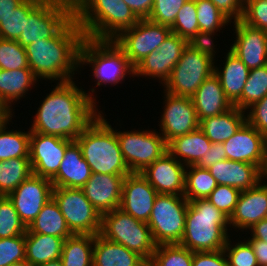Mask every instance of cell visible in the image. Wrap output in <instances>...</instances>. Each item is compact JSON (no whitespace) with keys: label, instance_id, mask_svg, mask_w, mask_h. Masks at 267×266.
<instances>
[{"label":"cell","instance_id":"cell-53","mask_svg":"<svg viewBox=\"0 0 267 266\" xmlns=\"http://www.w3.org/2000/svg\"><path fill=\"white\" fill-rule=\"evenodd\" d=\"M210 1L231 22L242 19L244 4L240 0H210Z\"/></svg>","mask_w":267,"mask_h":266},{"label":"cell","instance_id":"cell-23","mask_svg":"<svg viewBox=\"0 0 267 266\" xmlns=\"http://www.w3.org/2000/svg\"><path fill=\"white\" fill-rule=\"evenodd\" d=\"M217 185H229L240 191H246L261 181L260 167L246 162L225 159L208 168Z\"/></svg>","mask_w":267,"mask_h":266},{"label":"cell","instance_id":"cell-22","mask_svg":"<svg viewBox=\"0 0 267 266\" xmlns=\"http://www.w3.org/2000/svg\"><path fill=\"white\" fill-rule=\"evenodd\" d=\"M263 138L264 135L246 121L233 136L223 142L226 159L260 167Z\"/></svg>","mask_w":267,"mask_h":266},{"label":"cell","instance_id":"cell-55","mask_svg":"<svg viewBox=\"0 0 267 266\" xmlns=\"http://www.w3.org/2000/svg\"><path fill=\"white\" fill-rule=\"evenodd\" d=\"M138 19H148L154 0H123Z\"/></svg>","mask_w":267,"mask_h":266},{"label":"cell","instance_id":"cell-18","mask_svg":"<svg viewBox=\"0 0 267 266\" xmlns=\"http://www.w3.org/2000/svg\"><path fill=\"white\" fill-rule=\"evenodd\" d=\"M185 171L186 166L167 151L140 174L158 194L183 195Z\"/></svg>","mask_w":267,"mask_h":266},{"label":"cell","instance_id":"cell-31","mask_svg":"<svg viewBox=\"0 0 267 266\" xmlns=\"http://www.w3.org/2000/svg\"><path fill=\"white\" fill-rule=\"evenodd\" d=\"M64 239L52 235L25 233V260L38 266L61 258Z\"/></svg>","mask_w":267,"mask_h":266},{"label":"cell","instance_id":"cell-19","mask_svg":"<svg viewBox=\"0 0 267 266\" xmlns=\"http://www.w3.org/2000/svg\"><path fill=\"white\" fill-rule=\"evenodd\" d=\"M157 195L140 173H131L123 181L120 209L135 219L148 222Z\"/></svg>","mask_w":267,"mask_h":266},{"label":"cell","instance_id":"cell-41","mask_svg":"<svg viewBox=\"0 0 267 266\" xmlns=\"http://www.w3.org/2000/svg\"><path fill=\"white\" fill-rule=\"evenodd\" d=\"M42 0H25L0 22V38L17 40L26 26L29 13Z\"/></svg>","mask_w":267,"mask_h":266},{"label":"cell","instance_id":"cell-52","mask_svg":"<svg viewBox=\"0 0 267 266\" xmlns=\"http://www.w3.org/2000/svg\"><path fill=\"white\" fill-rule=\"evenodd\" d=\"M192 266H228L224 250L193 252Z\"/></svg>","mask_w":267,"mask_h":266},{"label":"cell","instance_id":"cell-57","mask_svg":"<svg viewBox=\"0 0 267 266\" xmlns=\"http://www.w3.org/2000/svg\"><path fill=\"white\" fill-rule=\"evenodd\" d=\"M251 237L248 239H258L267 242V220L262 219L258 223L249 228Z\"/></svg>","mask_w":267,"mask_h":266},{"label":"cell","instance_id":"cell-63","mask_svg":"<svg viewBox=\"0 0 267 266\" xmlns=\"http://www.w3.org/2000/svg\"><path fill=\"white\" fill-rule=\"evenodd\" d=\"M244 5L249 1V0H240Z\"/></svg>","mask_w":267,"mask_h":266},{"label":"cell","instance_id":"cell-48","mask_svg":"<svg viewBox=\"0 0 267 266\" xmlns=\"http://www.w3.org/2000/svg\"><path fill=\"white\" fill-rule=\"evenodd\" d=\"M241 191L229 185H217L207 200L228 218L234 212Z\"/></svg>","mask_w":267,"mask_h":266},{"label":"cell","instance_id":"cell-38","mask_svg":"<svg viewBox=\"0 0 267 266\" xmlns=\"http://www.w3.org/2000/svg\"><path fill=\"white\" fill-rule=\"evenodd\" d=\"M266 95L267 65L249 71L242 96L234 106L242 111H246L250 106L260 101Z\"/></svg>","mask_w":267,"mask_h":266},{"label":"cell","instance_id":"cell-60","mask_svg":"<svg viewBox=\"0 0 267 266\" xmlns=\"http://www.w3.org/2000/svg\"><path fill=\"white\" fill-rule=\"evenodd\" d=\"M11 114L6 110V108L0 103V123L8 118Z\"/></svg>","mask_w":267,"mask_h":266},{"label":"cell","instance_id":"cell-11","mask_svg":"<svg viewBox=\"0 0 267 266\" xmlns=\"http://www.w3.org/2000/svg\"><path fill=\"white\" fill-rule=\"evenodd\" d=\"M115 132L119 146L131 173H141L167 152V143L157 129Z\"/></svg>","mask_w":267,"mask_h":266},{"label":"cell","instance_id":"cell-50","mask_svg":"<svg viewBox=\"0 0 267 266\" xmlns=\"http://www.w3.org/2000/svg\"><path fill=\"white\" fill-rule=\"evenodd\" d=\"M241 20L267 33V0H249L244 5Z\"/></svg>","mask_w":267,"mask_h":266},{"label":"cell","instance_id":"cell-29","mask_svg":"<svg viewBox=\"0 0 267 266\" xmlns=\"http://www.w3.org/2000/svg\"><path fill=\"white\" fill-rule=\"evenodd\" d=\"M211 141L198 128L167 143V151L186 167L195 165L210 150Z\"/></svg>","mask_w":267,"mask_h":266},{"label":"cell","instance_id":"cell-26","mask_svg":"<svg viewBox=\"0 0 267 266\" xmlns=\"http://www.w3.org/2000/svg\"><path fill=\"white\" fill-rule=\"evenodd\" d=\"M92 266H148V262L124 245L97 234L94 236Z\"/></svg>","mask_w":267,"mask_h":266},{"label":"cell","instance_id":"cell-8","mask_svg":"<svg viewBox=\"0 0 267 266\" xmlns=\"http://www.w3.org/2000/svg\"><path fill=\"white\" fill-rule=\"evenodd\" d=\"M99 234L138 253L147 262L157 246L147 222L135 219L120 208L101 215Z\"/></svg>","mask_w":267,"mask_h":266},{"label":"cell","instance_id":"cell-46","mask_svg":"<svg viewBox=\"0 0 267 266\" xmlns=\"http://www.w3.org/2000/svg\"><path fill=\"white\" fill-rule=\"evenodd\" d=\"M188 0H154L148 20L171 27L179 10Z\"/></svg>","mask_w":267,"mask_h":266},{"label":"cell","instance_id":"cell-54","mask_svg":"<svg viewBox=\"0 0 267 266\" xmlns=\"http://www.w3.org/2000/svg\"><path fill=\"white\" fill-rule=\"evenodd\" d=\"M226 159V150L223 143H211L210 150L201 157L195 166L208 169L213 164Z\"/></svg>","mask_w":267,"mask_h":266},{"label":"cell","instance_id":"cell-45","mask_svg":"<svg viewBox=\"0 0 267 266\" xmlns=\"http://www.w3.org/2000/svg\"><path fill=\"white\" fill-rule=\"evenodd\" d=\"M189 42L175 33H170L158 48V53L165 58V81L169 78L174 66L180 60L183 50Z\"/></svg>","mask_w":267,"mask_h":266},{"label":"cell","instance_id":"cell-27","mask_svg":"<svg viewBox=\"0 0 267 266\" xmlns=\"http://www.w3.org/2000/svg\"><path fill=\"white\" fill-rule=\"evenodd\" d=\"M38 81L40 80L34 76L30 68L11 71L0 69V103L10 114H14L15 109L12 105L25 98Z\"/></svg>","mask_w":267,"mask_h":266},{"label":"cell","instance_id":"cell-59","mask_svg":"<svg viewBox=\"0 0 267 266\" xmlns=\"http://www.w3.org/2000/svg\"><path fill=\"white\" fill-rule=\"evenodd\" d=\"M262 181L267 180V134L263 138L262 160L260 163Z\"/></svg>","mask_w":267,"mask_h":266},{"label":"cell","instance_id":"cell-6","mask_svg":"<svg viewBox=\"0 0 267 266\" xmlns=\"http://www.w3.org/2000/svg\"><path fill=\"white\" fill-rule=\"evenodd\" d=\"M212 42L189 43L162 85L163 91L191 98L202 83L214 73L215 49Z\"/></svg>","mask_w":267,"mask_h":266},{"label":"cell","instance_id":"cell-20","mask_svg":"<svg viewBox=\"0 0 267 266\" xmlns=\"http://www.w3.org/2000/svg\"><path fill=\"white\" fill-rule=\"evenodd\" d=\"M267 181L241 191L234 212L229 218V227L245 232L265 219L267 212Z\"/></svg>","mask_w":267,"mask_h":266},{"label":"cell","instance_id":"cell-10","mask_svg":"<svg viewBox=\"0 0 267 266\" xmlns=\"http://www.w3.org/2000/svg\"><path fill=\"white\" fill-rule=\"evenodd\" d=\"M188 205L184 195H157L147 222L156 245L180 243Z\"/></svg>","mask_w":267,"mask_h":266},{"label":"cell","instance_id":"cell-9","mask_svg":"<svg viewBox=\"0 0 267 266\" xmlns=\"http://www.w3.org/2000/svg\"><path fill=\"white\" fill-rule=\"evenodd\" d=\"M74 18L73 0H42L28 15L16 40L22 47L55 37Z\"/></svg>","mask_w":267,"mask_h":266},{"label":"cell","instance_id":"cell-5","mask_svg":"<svg viewBox=\"0 0 267 266\" xmlns=\"http://www.w3.org/2000/svg\"><path fill=\"white\" fill-rule=\"evenodd\" d=\"M229 218L207 199L189 201L180 245L192 252L223 250L229 239Z\"/></svg>","mask_w":267,"mask_h":266},{"label":"cell","instance_id":"cell-37","mask_svg":"<svg viewBox=\"0 0 267 266\" xmlns=\"http://www.w3.org/2000/svg\"><path fill=\"white\" fill-rule=\"evenodd\" d=\"M217 183L210 171L195 165L186 167L184 197L188 201L207 199Z\"/></svg>","mask_w":267,"mask_h":266},{"label":"cell","instance_id":"cell-33","mask_svg":"<svg viewBox=\"0 0 267 266\" xmlns=\"http://www.w3.org/2000/svg\"><path fill=\"white\" fill-rule=\"evenodd\" d=\"M12 116L14 114H11L0 123V161L13 158H30L31 131L30 129L28 131L10 130L7 125H9V122H12V118H14Z\"/></svg>","mask_w":267,"mask_h":266},{"label":"cell","instance_id":"cell-56","mask_svg":"<svg viewBox=\"0 0 267 266\" xmlns=\"http://www.w3.org/2000/svg\"><path fill=\"white\" fill-rule=\"evenodd\" d=\"M255 253L259 266H267V242L258 239L247 240Z\"/></svg>","mask_w":267,"mask_h":266},{"label":"cell","instance_id":"cell-1","mask_svg":"<svg viewBox=\"0 0 267 266\" xmlns=\"http://www.w3.org/2000/svg\"><path fill=\"white\" fill-rule=\"evenodd\" d=\"M70 80L56 82L37 108L30 131L76 140L100 113L94 93ZM78 86V87H77ZM94 92V93H93Z\"/></svg>","mask_w":267,"mask_h":266},{"label":"cell","instance_id":"cell-39","mask_svg":"<svg viewBox=\"0 0 267 266\" xmlns=\"http://www.w3.org/2000/svg\"><path fill=\"white\" fill-rule=\"evenodd\" d=\"M193 252L180 244H161L148 261V266H192Z\"/></svg>","mask_w":267,"mask_h":266},{"label":"cell","instance_id":"cell-40","mask_svg":"<svg viewBox=\"0 0 267 266\" xmlns=\"http://www.w3.org/2000/svg\"><path fill=\"white\" fill-rule=\"evenodd\" d=\"M170 28L172 33L179 35L189 43H199V24L195 0H188L183 5Z\"/></svg>","mask_w":267,"mask_h":266},{"label":"cell","instance_id":"cell-7","mask_svg":"<svg viewBox=\"0 0 267 266\" xmlns=\"http://www.w3.org/2000/svg\"><path fill=\"white\" fill-rule=\"evenodd\" d=\"M80 71L91 66L96 87L116 86L126 76L134 78V67L113 40L84 38L80 48Z\"/></svg>","mask_w":267,"mask_h":266},{"label":"cell","instance_id":"cell-13","mask_svg":"<svg viewBox=\"0 0 267 266\" xmlns=\"http://www.w3.org/2000/svg\"><path fill=\"white\" fill-rule=\"evenodd\" d=\"M171 32L168 26L139 19L132 28L121 32L113 41L135 67L154 50H158Z\"/></svg>","mask_w":267,"mask_h":266},{"label":"cell","instance_id":"cell-30","mask_svg":"<svg viewBox=\"0 0 267 266\" xmlns=\"http://www.w3.org/2000/svg\"><path fill=\"white\" fill-rule=\"evenodd\" d=\"M246 122V113L237 107L200 121L199 128L212 143H223Z\"/></svg>","mask_w":267,"mask_h":266},{"label":"cell","instance_id":"cell-15","mask_svg":"<svg viewBox=\"0 0 267 266\" xmlns=\"http://www.w3.org/2000/svg\"><path fill=\"white\" fill-rule=\"evenodd\" d=\"M53 188L50 179L31 174L7 195L26 227L33 222L42 207L52 199Z\"/></svg>","mask_w":267,"mask_h":266},{"label":"cell","instance_id":"cell-34","mask_svg":"<svg viewBox=\"0 0 267 266\" xmlns=\"http://www.w3.org/2000/svg\"><path fill=\"white\" fill-rule=\"evenodd\" d=\"M199 24V43L212 42L216 33L231 21L210 0H195Z\"/></svg>","mask_w":267,"mask_h":266},{"label":"cell","instance_id":"cell-17","mask_svg":"<svg viewBox=\"0 0 267 266\" xmlns=\"http://www.w3.org/2000/svg\"><path fill=\"white\" fill-rule=\"evenodd\" d=\"M233 23L235 40L230 50L249 68L267 65V33L249 26L242 20Z\"/></svg>","mask_w":267,"mask_h":266},{"label":"cell","instance_id":"cell-62","mask_svg":"<svg viewBox=\"0 0 267 266\" xmlns=\"http://www.w3.org/2000/svg\"><path fill=\"white\" fill-rule=\"evenodd\" d=\"M10 266H32L27 260L11 264Z\"/></svg>","mask_w":267,"mask_h":266},{"label":"cell","instance_id":"cell-58","mask_svg":"<svg viewBox=\"0 0 267 266\" xmlns=\"http://www.w3.org/2000/svg\"><path fill=\"white\" fill-rule=\"evenodd\" d=\"M25 0H0V22Z\"/></svg>","mask_w":267,"mask_h":266},{"label":"cell","instance_id":"cell-21","mask_svg":"<svg viewBox=\"0 0 267 266\" xmlns=\"http://www.w3.org/2000/svg\"><path fill=\"white\" fill-rule=\"evenodd\" d=\"M126 176L91 173V177L81 188L94 208L104 213L120 208L122 185Z\"/></svg>","mask_w":267,"mask_h":266},{"label":"cell","instance_id":"cell-36","mask_svg":"<svg viewBox=\"0 0 267 266\" xmlns=\"http://www.w3.org/2000/svg\"><path fill=\"white\" fill-rule=\"evenodd\" d=\"M32 172L30 158H13L0 161V195L14 191Z\"/></svg>","mask_w":267,"mask_h":266},{"label":"cell","instance_id":"cell-28","mask_svg":"<svg viewBox=\"0 0 267 266\" xmlns=\"http://www.w3.org/2000/svg\"><path fill=\"white\" fill-rule=\"evenodd\" d=\"M225 55L222 68L220 64L219 67L214 65V74L218 77L226 97L234 105L242 96L250 70L230 49Z\"/></svg>","mask_w":267,"mask_h":266},{"label":"cell","instance_id":"cell-32","mask_svg":"<svg viewBox=\"0 0 267 266\" xmlns=\"http://www.w3.org/2000/svg\"><path fill=\"white\" fill-rule=\"evenodd\" d=\"M27 229L31 233L52 235L64 240L73 235L53 198L42 207L40 213Z\"/></svg>","mask_w":267,"mask_h":266},{"label":"cell","instance_id":"cell-16","mask_svg":"<svg viewBox=\"0 0 267 266\" xmlns=\"http://www.w3.org/2000/svg\"><path fill=\"white\" fill-rule=\"evenodd\" d=\"M72 142L70 139L31 131L29 157L33 174L51 180L58 173L66 148Z\"/></svg>","mask_w":267,"mask_h":266},{"label":"cell","instance_id":"cell-25","mask_svg":"<svg viewBox=\"0 0 267 266\" xmlns=\"http://www.w3.org/2000/svg\"><path fill=\"white\" fill-rule=\"evenodd\" d=\"M91 168L74 140L67 148L58 173L51 179L54 187L81 189L91 177Z\"/></svg>","mask_w":267,"mask_h":266},{"label":"cell","instance_id":"cell-49","mask_svg":"<svg viewBox=\"0 0 267 266\" xmlns=\"http://www.w3.org/2000/svg\"><path fill=\"white\" fill-rule=\"evenodd\" d=\"M25 260V234L0 239V266Z\"/></svg>","mask_w":267,"mask_h":266},{"label":"cell","instance_id":"cell-3","mask_svg":"<svg viewBox=\"0 0 267 266\" xmlns=\"http://www.w3.org/2000/svg\"><path fill=\"white\" fill-rule=\"evenodd\" d=\"M74 19L86 38L113 40L139 19L123 0H73Z\"/></svg>","mask_w":267,"mask_h":266},{"label":"cell","instance_id":"cell-4","mask_svg":"<svg viewBox=\"0 0 267 266\" xmlns=\"http://www.w3.org/2000/svg\"><path fill=\"white\" fill-rule=\"evenodd\" d=\"M104 114L100 110L75 141L92 173L127 176L131 172L123 158L115 129Z\"/></svg>","mask_w":267,"mask_h":266},{"label":"cell","instance_id":"cell-12","mask_svg":"<svg viewBox=\"0 0 267 266\" xmlns=\"http://www.w3.org/2000/svg\"><path fill=\"white\" fill-rule=\"evenodd\" d=\"M52 198L58 204L73 234L95 236L100 233L101 215L87 199L82 189L54 187Z\"/></svg>","mask_w":267,"mask_h":266},{"label":"cell","instance_id":"cell-61","mask_svg":"<svg viewBox=\"0 0 267 266\" xmlns=\"http://www.w3.org/2000/svg\"><path fill=\"white\" fill-rule=\"evenodd\" d=\"M38 266H64V265H63V262L61 261V259H57L54 261H49L47 263L40 264Z\"/></svg>","mask_w":267,"mask_h":266},{"label":"cell","instance_id":"cell-42","mask_svg":"<svg viewBox=\"0 0 267 266\" xmlns=\"http://www.w3.org/2000/svg\"><path fill=\"white\" fill-rule=\"evenodd\" d=\"M26 230L11 200L0 195V239L23 235Z\"/></svg>","mask_w":267,"mask_h":266},{"label":"cell","instance_id":"cell-2","mask_svg":"<svg viewBox=\"0 0 267 266\" xmlns=\"http://www.w3.org/2000/svg\"><path fill=\"white\" fill-rule=\"evenodd\" d=\"M85 36L73 18L55 37L24 47L28 66L39 80L66 82L80 73V48Z\"/></svg>","mask_w":267,"mask_h":266},{"label":"cell","instance_id":"cell-24","mask_svg":"<svg viewBox=\"0 0 267 266\" xmlns=\"http://www.w3.org/2000/svg\"><path fill=\"white\" fill-rule=\"evenodd\" d=\"M191 99L199 122L208 117L221 115L234 107L214 73L202 83Z\"/></svg>","mask_w":267,"mask_h":266},{"label":"cell","instance_id":"cell-51","mask_svg":"<svg viewBox=\"0 0 267 266\" xmlns=\"http://www.w3.org/2000/svg\"><path fill=\"white\" fill-rule=\"evenodd\" d=\"M246 121L263 135L267 134V95L246 111Z\"/></svg>","mask_w":267,"mask_h":266},{"label":"cell","instance_id":"cell-35","mask_svg":"<svg viewBox=\"0 0 267 266\" xmlns=\"http://www.w3.org/2000/svg\"><path fill=\"white\" fill-rule=\"evenodd\" d=\"M94 235L73 234L64 240L61 261L64 266H92Z\"/></svg>","mask_w":267,"mask_h":266},{"label":"cell","instance_id":"cell-47","mask_svg":"<svg viewBox=\"0 0 267 266\" xmlns=\"http://www.w3.org/2000/svg\"><path fill=\"white\" fill-rule=\"evenodd\" d=\"M142 76H149L148 79H158L162 85L165 83V58L157 50H154L134 67V78Z\"/></svg>","mask_w":267,"mask_h":266},{"label":"cell","instance_id":"cell-43","mask_svg":"<svg viewBox=\"0 0 267 266\" xmlns=\"http://www.w3.org/2000/svg\"><path fill=\"white\" fill-rule=\"evenodd\" d=\"M29 68L25 48L16 40L0 38V69Z\"/></svg>","mask_w":267,"mask_h":266},{"label":"cell","instance_id":"cell-44","mask_svg":"<svg viewBox=\"0 0 267 266\" xmlns=\"http://www.w3.org/2000/svg\"><path fill=\"white\" fill-rule=\"evenodd\" d=\"M244 240H238L233 244L231 239H228L223 249L228 266H259L251 244L245 238Z\"/></svg>","mask_w":267,"mask_h":266},{"label":"cell","instance_id":"cell-14","mask_svg":"<svg viewBox=\"0 0 267 266\" xmlns=\"http://www.w3.org/2000/svg\"><path fill=\"white\" fill-rule=\"evenodd\" d=\"M164 93L163 114L160 115L159 131L166 143L199 128V120L192 99Z\"/></svg>","mask_w":267,"mask_h":266}]
</instances>
